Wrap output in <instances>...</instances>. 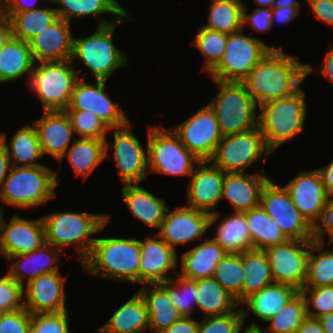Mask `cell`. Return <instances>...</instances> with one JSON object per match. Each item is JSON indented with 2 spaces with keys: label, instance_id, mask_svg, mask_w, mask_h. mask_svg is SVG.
Masks as SVG:
<instances>
[{
  "label": "cell",
  "instance_id": "6f0895ef",
  "mask_svg": "<svg viewBox=\"0 0 333 333\" xmlns=\"http://www.w3.org/2000/svg\"><path fill=\"white\" fill-rule=\"evenodd\" d=\"M162 333H198V321L191 317H182Z\"/></svg>",
  "mask_w": 333,
  "mask_h": 333
},
{
  "label": "cell",
  "instance_id": "db71d44e",
  "mask_svg": "<svg viewBox=\"0 0 333 333\" xmlns=\"http://www.w3.org/2000/svg\"><path fill=\"white\" fill-rule=\"evenodd\" d=\"M317 221L312 226V240L325 245V233L333 236V196L328 197Z\"/></svg>",
  "mask_w": 333,
  "mask_h": 333
},
{
  "label": "cell",
  "instance_id": "60d3db41",
  "mask_svg": "<svg viewBox=\"0 0 333 333\" xmlns=\"http://www.w3.org/2000/svg\"><path fill=\"white\" fill-rule=\"evenodd\" d=\"M51 3L61 5L55 8L59 18L71 23L74 18L89 15L110 13L121 17L126 13L114 0H51Z\"/></svg>",
  "mask_w": 333,
  "mask_h": 333
},
{
  "label": "cell",
  "instance_id": "9a60e30c",
  "mask_svg": "<svg viewBox=\"0 0 333 333\" xmlns=\"http://www.w3.org/2000/svg\"><path fill=\"white\" fill-rule=\"evenodd\" d=\"M130 121L122 127L111 128L114 131V142L105 140L106 157L108 148H114L113 158L118 167V173L124 184H134L145 179L149 173L148 151H144L142 144L130 130Z\"/></svg>",
  "mask_w": 333,
  "mask_h": 333
},
{
  "label": "cell",
  "instance_id": "94428289",
  "mask_svg": "<svg viewBox=\"0 0 333 333\" xmlns=\"http://www.w3.org/2000/svg\"><path fill=\"white\" fill-rule=\"evenodd\" d=\"M10 157L5 146L0 142V192L2 191L4 181L11 169Z\"/></svg>",
  "mask_w": 333,
  "mask_h": 333
},
{
  "label": "cell",
  "instance_id": "484cf974",
  "mask_svg": "<svg viewBox=\"0 0 333 333\" xmlns=\"http://www.w3.org/2000/svg\"><path fill=\"white\" fill-rule=\"evenodd\" d=\"M228 252L213 238H205L199 245L182 254L181 272L189 280L213 277L216 265Z\"/></svg>",
  "mask_w": 333,
  "mask_h": 333
},
{
  "label": "cell",
  "instance_id": "a7ac6f4b",
  "mask_svg": "<svg viewBox=\"0 0 333 333\" xmlns=\"http://www.w3.org/2000/svg\"><path fill=\"white\" fill-rule=\"evenodd\" d=\"M302 4L297 0H275L273 7H301Z\"/></svg>",
  "mask_w": 333,
  "mask_h": 333
},
{
  "label": "cell",
  "instance_id": "4316f807",
  "mask_svg": "<svg viewBox=\"0 0 333 333\" xmlns=\"http://www.w3.org/2000/svg\"><path fill=\"white\" fill-rule=\"evenodd\" d=\"M54 248V246L44 243L40 248L32 252L9 257L7 259L9 263L14 259H16L15 261L17 262L12 263L8 274L17 283L24 286L23 278L28 277L27 282H29L42 274L57 272L59 269L57 263L56 265L52 264L57 262V257L61 256L60 254L63 251Z\"/></svg>",
  "mask_w": 333,
  "mask_h": 333
},
{
  "label": "cell",
  "instance_id": "681fc988",
  "mask_svg": "<svg viewBox=\"0 0 333 333\" xmlns=\"http://www.w3.org/2000/svg\"><path fill=\"white\" fill-rule=\"evenodd\" d=\"M300 292L305 299L308 317L318 318L333 313V285L302 289ZM310 305L316 310L315 312L310 308Z\"/></svg>",
  "mask_w": 333,
  "mask_h": 333
},
{
  "label": "cell",
  "instance_id": "3957f363",
  "mask_svg": "<svg viewBox=\"0 0 333 333\" xmlns=\"http://www.w3.org/2000/svg\"><path fill=\"white\" fill-rule=\"evenodd\" d=\"M109 215L87 212H55L42 216L45 243L63 251L64 245L74 243L81 263L91 252L95 238L93 234L103 230L108 223ZM90 237V238H89ZM63 247V248H62Z\"/></svg>",
  "mask_w": 333,
  "mask_h": 333
},
{
  "label": "cell",
  "instance_id": "7dc6e473",
  "mask_svg": "<svg viewBox=\"0 0 333 333\" xmlns=\"http://www.w3.org/2000/svg\"><path fill=\"white\" fill-rule=\"evenodd\" d=\"M71 121L74 133L80 138L106 140L111 128L94 112L65 110Z\"/></svg>",
  "mask_w": 333,
  "mask_h": 333
},
{
  "label": "cell",
  "instance_id": "11a10c76",
  "mask_svg": "<svg viewBox=\"0 0 333 333\" xmlns=\"http://www.w3.org/2000/svg\"><path fill=\"white\" fill-rule=\"evenodd\" d=\"M273 16L272 8H256L247 14V6L243 7L242 24H250L251 27L259 32H266L272 28L271 18Z\"/></svg>",
  "mask_w": 333,
  "mask_h": 333
},
{
  "label": "cell",
  "instance_id": "f35d334b",
  "mask_svg": "<svg viewBox=\"0 0 333 333\" xmlns=\"http://www.w3.org/2000/svg\"><path fill=\"white\" fill-rule=\"evenodd\" d=\"M13 36L29 42L58 19L55 8H36L31 11L14 13L10 18Z\"/></svg>",
  "mask_w": 333,
  "mask_h": 333
},
{
  "label": "cell",
  "instance_id": "f5cc1de1",
  "mask_svg": "<svg viewBox=\"0 0 333 333\" xmlns=\"http://www.w3.org/2000/svg\"><path fill=\"white\" fill-rule=\"evenodd\" d=\"M30 319L26 308L0 313V333H30Z\"/></svg>",
  "mask_w": 333,
  "mask_h": 333
},
{
  "label": "cell",
  "instance_id": "816d5d0a",
  "mask_svg": "<svg viewBox=\"0 0 333 333\" xmlns=\"http://www.w3.org/2000/svg\"><path fill=\"white\" fill-rule=\"evenodd\" d=\"M24 286L17 283L9 274L0 278V313L13 312L24 308Z\"/></svg>",
  "mask_w": 333,
  "mask_h": 333
},
{
  "label": "cell",
  "instance_id": "9c48e42d",
  "mask_svg": "<svg viewBox=\"0 0 333 333\" xmlns=\"http://www.w3.org/2000/svg\"><path fill=\"white\" fill-rule=\"evenodd\" d=\"M148 167L150 172L191 176L201 160L190 152L172 130L159 126L148 130Z\"/></svg>",
  "mask_w": 333,
  "mask_h": 333
},
{
  "label": "cell",
  "instance_id": "d4e9b609",
  "mask_svg": "<svg viewBox=\"0 0 333 333\" xmlns=\"http://www.w3.org/2000/svg\"><path fill=\"white\" fill-rule=\"evenodd\" d=\"M257 174L225 173L222 199L227 198L235 212L244 213L260 205V194L268 177Z\"/></svg>",
  "mask_w": 333,
  "mask_h": 333
},
{
  "label": "cell",
  "instance_id": "b9f144b4",
  "mask_svg": "<svg viewBox=\"0 0 333 333\" xmlns=\"http://www.w3.org/2000/svg\"><path fill=\"white\" fill-rule=\"evenodd\" d=\"M324 244L310 240L307 279L303 289L333 285V253L323 250ZM321 250V251H320ZM319 251V254H313Z\"/></svg>",
  "mask_w": 333,
  "mask_h": 333
},
{
  "label": "cell",
  "instance_id": "7a4b0ae2",
  "mask_svg": "<svg viewBox=\"0 0 333 333\" xmlns=\"http://www.w3.org/2000/svg\"><path fill=\"white\" fill-rule=\"evenodd\" d=\"M140 257V240L95 238L82 267L92 276L139 284Z\"/></svg>",
  "mask_w": 333,
  "mask_h": 333
},
{
  "label": "cell",
  "instance_id": "91938a15",
  "mask_svg": "<svg viewBox=\"0 0 333 333\" xmlns=\"http://www.w3.org/2000/svg\"><path fill=\"white\" fill-rule=\"evenodd\" d=\"M47 2H51V0H46ZM36 0H31L28 3L26 0H11V2L2 10V15L10 18L14 13L23 12V11H31L36 9L34 5H36Z\"/></svg>",
  "mask_w": 333,
  "mask_h": 333
},
{
  "label": "cell",
  "instance_id": "52a82bcc",
  "mask_svg": "<svg viewBox=\"0 0 333 333\" xmlns=\"http://www.w3.org/2000/svg\"><path fill=\"white\" fill-rule=\"evenodd\" d=\"M220 92L209 103L215 112L222 136L248 132L259 127L257 103L242 82L214 81ZM257 115V116H256Z\"/></svg>",
  "mask_w": 333,
  "mask_h": 333
},
{
  "label": "cell",
  "instance_id": "ab89813d",
  "mask_svg": "<svg viewBox=\"0 0 333 333\" xmlns=\"http://www.w3.org/2000/svg\"><path fill=\"white\" fill-rule=\"evenodd\" d=\"M208 23L202 27L232 34L243 29V7L241 0H211Z\"/></svg>",
  "mask_w": 333,
  "mask_h": 333
},
{
  "label": "cell",
  "instance_id": "4fadbf2b",
  "mask_svg": "<svg viewBox=\"0 0 333 333\" xmlns=\"http://www.w3.org/2000/svg\"><path fill=\"white\" fill-rule=\"evenodd\" d=\"M274 282L288 284L301 291L307 279L310 240L288 239L264 250Z\"/></svg>",
  "mask_w": 333,
  "mask_h": 333
},
{
  "label": "cell",
  "instance_id": "f546056e",
  "mask_svg": "<svg viewBox=\"0 0 333 333\" xmlns=\"http://www.w3.org/2000/svg\"><path fill=\"white\" fill-rule=\"evenodd\" d=\"M299 292L291 285L273 282L260 291L252 293L242 304L244 303L247 311L252 312L253 316L268 321Z\"/></svg>",
  "mask_w": 333,
  "mask_h": 333
},
{
  "label": "cell",
  "instance_id": "5bb4252c",
  "mask_svg": "<svg viewBox=\"0 0 333 333\" xmlns=\"http://www.w3.org/2000/svg\"><path fill=\"white\" fill-rule=\"evenodd\" d=\"M182 144L201 161L209 160L223 137L215 112L204 106L193 116L173 128Z\"/></svg>",
  "mask_w": 333,
  "mask_h": 333
},
{
  "label": "cell",
  "instance_id": "4dcf8cb0",
  "mask_svg": "<svg viewBox=\"0 0 333 333\" xmlns=\"http://www.w3.org/2000/svg\"><path fill=\"white\" fill-rule=\"evenodd\" d=\"M148 286L152 287L150 291ZM138 292L146 304L150 317L149 330L152 333H162L182 318L168 292L160 283L145 284Z\"/></svg>",
  "mask_w": 333,
  "mask_h": 333
},
{
  "label": "cell",
  "instance_id": "f6af8a7d",
  "mask_svg": "<svg viewBox=\"0 0 333 333\" xmlns=\"http://www.w3.org/2000/svg\"><path fill=\"white\" fill-rule=\"evenodd\" d=\"M228 41V34L199 27L197 35L193 38V44L205 57L202 70L208 73L222 59Z\"/></svg>",
  "mask_w": 333,
  "mask_h": 333
},
{
  "label": "cell",
  "instance_id": "e0dca14e",
  "mask_svg": "<svg viewBox=\"0 0 333 333\" xmlns=\"http://www.w3.org/2000/svg\"><path fill=\"white\" fill-rule=\"evenodd\" d=\"M106 81L95 85L80 78L74 87L69 107L66 110H84L97 114L110 128L125 126L129 119L119 104H115L105 93Z\"/></svg>",
  "mask_w": 333,
  "mask_h": 333
},
{
  "label": "cell",
  "instance_id": "2e32d148",
  "mask_svg": "<svg viewBox=\"0 0 333 333\" xmlns=\"http://www.w3.org/2000/svg\"><path fill=\"white\" fill-rule=\"evenodd\" d=\"M169 211L168 208L157 235L174 250L179 244L201 239L220 216L217 211L210 215L187 205Z\"/></svg>",
  "mask_w": 333,
  "mask_h": 333
},
{
  "label": "cell",
  "instance_id": "603a6c76",
  "mask_svg": "<svg viewBox=\"0 0 333 333\" xmlns=\"http://www.w3.org/2000/svg\"><path fill=\"white\" fill-rule=\"evenodd\" d=\"M33 124L43 156L49 154L61 164L74 133L66 111H44V115Z\"/></svg>",
  "mask_w": 333,
  "mask_h": 333
},
{
  "label": "cell",
  "instance_id": "be15d7a7",
  "mask_svg": "<svg viewBox=\"0 0 333 333\" xmlns=\"http://www.w3.org/2000/svg\"><path fill=\"white\" fill-rule=\"evenodd\" d=\"M296 333H326L317 318L306 317Z\"/></svg>",
  "mask_w": 333,
  "mask_h": 333
},
{
  "label": "cell",
  "instance_id": "ee69618b",
  "mask_svg": "<svg viewBox=\"0 0 333 333\" xmlns=\"http://www.w3.org/2000/svg\"><path fill=\"white\" fill-rule=\"evenodd\" d=\"M306 317L305 299L299 292L275 316L266 321L270 323V326L265 331H270L271 333H296Z\"/></svg>",
  "mask_w": 333,
  "mask_h": 333
},
{
  "label": "cell",
  "instance_id": "6da1fadb",
  "mask_svg": "<svg viewBox=\"0 0 333 333\" xmlns=\"http://www.w3.org/2000/svg\"><path fill=\"white\" fill-rule=\"evenodd\" d=\"M282 48L269 50L242 81L248 95L259 107L292 96L313 72L311 63L297 62L293 56L284 54Z\"/></svg>",
  "mask_w": 333,
  "mask_h": 333
},
{
  "label": "cell",
  "instance_id": "003e7915",
  "mask_svg": "<svg viewBox=\"0 0 333 333\" xmlns=\"http://www.w3.org/2000/svg\"><path fill=\"white\" fill-rule=\"evenodd\" d=\"M326 333H333V313H329L317 318Z\"/></svg>",
  "mask_w": 333,
  "mask_h": 333
},
{
  "label": "cell",
  "instance_id": "ac0fdd59",
  "mask_svg": "<svg viewBox=\"0 0 333 333\" xmlns=\"http://www.w3.org/2000/svg\"><path fill=\"white\" fill-rule=\"evenodd\" d=\"M45 243L42 218L27 220L18 214L7 224L0 216V255L8 259L15 255L26 254L40 248Z\"/></svg>",
  "mask_w": 333,
  "mask_h": 333
},
{
  "label": "cell",
  "instance_id": "74e56055",
  "mask_svg": "<svg viewBox=\"0 0 333 333\" xmlns=\"http://www.w3.org/2000/svg\"><path fill=\"white\" fill-rule=\"evenodd\" d=\"M216 229L213 239L228 253H242L251 249V236L244 213L234 212L224 218Z\"/></svg>",
  "mask_w": 333,
  "mask_h": 333
},
{
  "label": "cell",
  "instance_id": "83f0119b",
  "mask_svg": "<svg viewBox=\"0 0 333 333\" xmlns=\"http://www.w3.org/2000/svg\"><path fill=\"white\" fill-rule=\"evenodd\" d=\"M138 185L134 183L122 186L124 202L131 213L145 225L159 229L168 210L165 200Z\"/></svg>",
  "mask_w": 333,
  "mask_h": 333
},
{
  "label": "cell",
  "instance_id": "34e18365",
  "mask_svg": "<svg viewBox=\"0 0 333 333\" xmlns=\"http://www.w3.org/2000/svg\"><path fill=\"white\" fill-rule=\"evenodd\" d=\"M3 209H4L3 207L0 208V216H1L2 212H3Z\"/></svg>",
  "mask_w": 333,
  "mask_h": 333
},
{
  "label": "cell",
  "instance_id": "6125c7cd",
  "mask_svg": "<svg viewBox=\"0 0 333 333\" xmlns=\"http://www.w3.org/2000/svg\"><path fill=\"white\" fill-rule=\"evenodd\" d=\"M328 196H333V161L325 167L317 169Z\"/></svg>",
  "mask_w": 333,
  "mask_h": 333
},
{
  "label": "cell",
  "instance_id": "d6a6232c",
  "mask_svg": "<svg viewBox=\"0 0 333 333\" xmlns=\"http://www.w3.org/2000/svg\"><path fill=\"white\" fill-rule=\"evenodd\" d=\"M0 142L6 148L12 166L32 167L43 165L37 162L38 159L42 158L43 154L34 125L21 127L11 139V148L7 144L5 133L0 134ZM12 159H14L13 162Z\"/></svg>",
  "mask_w": 333,
  "mask_h": 333
},
{
  "label": "cell",
  "instance_id": "e575fe53",
  "mask_svg": "<svg viewBox=\"0 0 333 333\" xmlns=\"http://www.w3.org/2000/svg\"><path fill=\"white\" fill-rule=\"evenodd\" d=\"M244 266L242 302L252 293L274 282L268 256L264 250L248 249L241 253Z\"/></svg>",
  "mask_w": 333,
  "mask_h": 333
},
{
  "label": "cell",
  "instance_id": "5b68a950",
  "mask_svg": "<svg viewBox=\"0 0 333 333\" xmlns=\"http://www.w3.org/2000/svg\"><path fill=\"white\" fill-rule=\"evenodd\" d=\"M304 98L305 94L301 88L292 96L270 101L258 107L259 128L271 152L294 136L303 133L307 115Z\"/></svg>",
  "mask_w": 333,
  "mask_h": 333
},
{
  "label": "cell",
  "instance_id": "9f6ffc18",
  "mask_svg": "<svg viewBox=\"0 0 333 333\" xmlns=\"http://www.w3.org/2000/svg\"><path fill=\"white\" fill-rule=\"evenodd\" d=\"M316 15L322 22L333 26V0H307Z\"/></svg>",
  "mask_w": 333,
  "mask_h": 333
},
{
  "label": "cell",
  "instance_id": "2644e50d",
  "mask_svg": "<svg viewBox=\"0 0 333 333\" xmlns=\"http://www.w3.org/2000/svg\"><path fill=\"white\" fill-rule=\"evenodd\" d=\"M258 8H273L275 0H254Z\"/></svg>",
  "mask_w": 333,
  "mask_h": 333
},
{
  "label": "cell",
  "instance_id": "f1b7e54d",
  "mask_svg": "<svg viewBox=\"0 0 333 333\" xmlns=\"http://www.w3.org/2000/svg\"><path fill=\"white\" fill-rule=\"evenodd\" d=\"M150 317L141 294L137 292L121 305L97 333H143L149 330Z\"/></svg>",
  "mask_w": 333,
  "mask_h": 333
},
{
  "label": "cell",
  "instance_id": "753ad0ef",
  "mask_svg": "<svg viewBox=\"0 0 333 333\" xmlns=\"http://www.w3.org/2000/svg\"><path fill=\"white\" fill-rule=\"evenodd\" d=\"M331 243H333V236H330V237H329V245H330ZM331 252L333 253V249H332Z\"/></svg>",
  "mask_w": 333,
  "mask_h": 333
},
{
  "label": "cell",
  "instance_id": "30bf717a",
  "mask_svg": "<svg viewBox=\"0 0 333 333\" xmlns=\"http://www.w3.org/2000/svg\"><path fill=\"white\" fill-rule=\"evenodd\" d=\"M275 45L268 46L258 38L244 35L242 30L228 34L222 59L209 72L213 81L242 82L257 63Z\"/></svg>",
  "mask_w": 333,
  "mask_h": 333
},
{
  "label": "cell",
  "instance_id": "11e5206c",
  "mask_svg": "<svg viewBox=\"0 0 333 333\" xmlns=\"http://www.w3.org/2000/svg\"><path fill=\"white\" fill-rule=\"evenodd\" d=\"M114 1L124 10V8L116 0H114Z\"/></svg>",
  "mask_w": 333,
  "mask_h": 333
},
{
  "label": "cell",
  "instance_id": "ffe728a7",
  "mask_svg": "<svg viewBox=\"0 0 333 333\" xmlns=\"http://www.w3.org/2000/svg\"><path fill=\"white\" fill-rule=\"evenodd\" d=\"M140 267H139V284H157L171 279L166 277L167 273L178 272L177 254L171 246L163 241L157 234L154 237H146L142 242L140 240Z\"/></svg>",
  "mask_w": 333,
  "mask_h": 333
},
{
  "label": "cell",
  "instance_id": "d590c367",
  "mask_svg": "<svg viewBox=\"0 0 333 333\" xmlns=\"http://www.w3.org/2000/svg\"><path fill=\"white\" fill-rule=\"evenodd\" d=\"M67 156L75 177L86 179L94 169L106 158L105 140L79 138L74 139L73 144L63 155Z\"/></svg>",
  "mask_w": 333,
  "mask_h": 333
},
{
  "label": "cell",
  "instance_id": "e7e4bbea",
  "mask_svg": "<svg viewBox=\"0 0 333 333\" xmlns=\"http://www.w3.org/2000/svg\"><path fill=\"white\" fill-rule=\"evenodd\" d=\"M319 72L333 83V45L329 47L328 52L320 65Z\"/></svg>",
  "mask_w": 333,
  "mask_h": 333
},
{
  "label": "cell",
  "instance_id": "cb8c5ba5",
  "mask_svg": "<svg viewBox=\"0 0 333 333\" xmlns=\"http://www.w3.org/2000/svg\"><path fill=\"white\" fill-rule=\"evenodd\" d=\"M70 26L71 23L59 18L29 41L35 63L71 59L74 38Z\"/></svg>",
  "mask_w": 333,
  "mask_h": 333
},
{
  "label": "cell",
  "instance_id": "7c38bea8",
  "mask_svg": "<svg viewBox=\"0 0 333 333\" xmlns=\"http://www.w3.org/2000/svg\"><path fill=\"white\" fill-rule=\"evenodd\" d=\"M260 205L288 239L312 240V225L294 206L285 186L268 179L260 194Z\"/></svg>",
  "mask_w": 333,
  "mask_h": 333
},
{
  "label": "cell",
  "instance_id": "8d00e7d4",
  "mask_svg": "<svg viewBox=\"0 0 333 333\" xmlns=\"http://www.w3.org/2000/svg\"><path fill=\"white\" fill-rule=\"evenodd\" d=\"M244 214L251 236V248L265 250L288 240L277 222L265 212L261 205Z\"/></svg>",
  "mask_w": 333,
  "mask_h": 333
},
{
  "label": "cell",
  "instance_id": "8992f818",
  "mask_svg": "<svg viewBox=\"0 0 333 333\" xmlns=\"http://www.w3.org/2000/svg\"><path fill=\"white\" fill-rule=\"evenodd\" d=\"M56 175L55 171L45 165L12 166L0 192V200L5 205H14L21 209L45 204L56 196Z\"/></svg>",
  "mask_w": 333,
  "mask_h": 333
},
{
  "label": "cell",
  "instance_id": "7bdbcfd3",
  "mask_svg": "<svg viewBox=\"0 0 333 333\" xmlns=\"http://www.w3.org/2000/svg\"><path fill=\"white\" fill-rule=\"evenodd\" d=\"M213 278L242 304V283L244 266L241 253H227L216 265Z\"/></svg>",
  "mask_w": 333,
  "mask_h": 333
},
{
  "label": "cell",
  "instance_id": "f907efd6",
  "mask_svg": "<svg viewBox=\"0 0 333 333\" xmlns=\"http://www.w3.org/2000/svg\"><path fill=\"white\" fill-rule=\"evenodd\" d=\"M68 312L31 314L30 333H69Z\"/></svg>",
  "mask_w": 333,
  "mask_h": 333
},
{
  "label": "cell",
  "instance_id": "d6986e66",
  "mask_svg": "<svg viewBox=\"0 0 333 333\" xmlns=\"http://www.w3.org/2000/svg\"><path fill=\"white\" fill-rule=\"evenodd\" d=\"M208 163V160L200 161L193 170L187 184V206L212 215L222 199L225 172L212 163L208 166Z\"/></svg>",
  "mask_w": 333,
  "mask_h": 333
},
{
  "label": "cell",
  "instance_id": "c3c4849f",
  "mask_svg": "<svg viewBox=\"0 0 333 333\" xmlns=\"http://www.w3.org/2000/svg\"><path fill=\"white\" fill-rule=\"evenodd\" d=\"M247 316L246 309L223 316H207L203 322L198 321V333H239Z\"/></svg>",
  "mask_w": 333,
  "mask_h": 333
},
{
  "label": "cell",
  "instance_id": "680465c9",
  "mask_svg": "<svg viewBox=\"0 0 333 333\" xmlns=\"http://www.w3.org/2000/svg\"><path fill=\"white\" fill-rule=\"evenodd\" d=\"M301 7H273L272 12L273 16L271 18V23L273 27V23L278 20L279 23H288L296 18L300 14ZM277 21V22H278Z\"/></svg>",
  "mask_w": 333,
  "mask_h": 333
},
{
  "label": "cell",
  "instance_id": "8fae6325",
  "mask_svg": "<svg viewBox=\"0 0 333 333\" xmlns=\"http://www.w3.org/2000/svg\"><path fill=\"white\" fill-rule=\"evenodd\" d=\"M269 154L272 152L267 148L261 130L257 127L248 132L223 136L208 161L225 173H244L262 155Z\"/></svg>",
  "mask_w": 333,
  "mask_h": 333
},
{
  "label": "cell",
  "instance_id": "8c879c8a",
  "mask_svg": "<svg viewBox=\"0 0 333 333\" xmlns=\"http://www.w3.org/2000/svg\"><path fill=\"white\" fill-rule=\"evenodd\" d=\"M10 2L11 0H0V10L2 11Z\"/></svg>",
  "mask_w": 333,
  "mask_h": 333
},
{
  "label": "cell",
  "instance_id": "44dd1931",
  "mask_svg": "<svg viewBox=\"0 0 333 333\" xmlns=\"http://www.w3.org/2000/svg\"><path fill=\"white\" fill-rule=\"evenodd\" d=\"M59 271L42 274L26 282L24 308L31 314L66 311L65 282Z\"/></svg>",
  "mask_w": 333,
  "mask_h": 333
},
{
  "label": "cell",
  "instance_id": "03108f58",
  "mask_svg": "<svg viewBox=\"0 0 333 333\" xmlns=\"http://www.w3.org/2000/svg\"><path fill=\"white\" fill-rule=\"evenodd\" d=\"M13 36L12 24L9 18L0 15V49L7 43Z\"/></svg>",
  "mask_w": 333,
  "mask_h": 333
},
{
  "label": "cell",
  "instance_id": "836d02e7",
  "mask_svg": "<svg viewBox=\"0 0 333 333\" xmlns=\"http://www.w3.org/2000/svg\"><path fill=\"white\" fill-rule=\"evenodd\" d=\"M197 308L207 316L235 312L239 303L213 277L196 280Z\"/></svg>",
  "mask_w": 333,
  "mask_h": 333
},
{
  "label": "cell",
  "instance_id": "277c9868",
  "mask_svg": "<svg viewBox=\"0 0 333 333\" xmlns=\"http://www.w3.org/2000/svg\"><path fill=\"white\" fill-rule=\"evenodd\" d=\"M130 15L126 12L114 21L100 16L96 31L86 38H74L71 61L79 58L95 74L96 81H108L111 74L129 64L125 53L113 44V32Z\"/></svg>",
  "mask_w": 333,
  "mask_h": 333
},
{
  "label": "cell",
  "instance_id": "ba28073f",
  "mask_svg": "<svg viewBox=\"0 0 333 333\" xmlns=\"http://www.w3.org/2000/svg\"><path fill=\"white\" fill-rule=\"evenodd\" d=\"M71 59L39 62L29 76V87L43 104L44 111L66 110L71 102L79 72Z\"/></svg>",
  "mask_w": 333,
  "mask_h": 333
},
{
  "label": "cell",
  "instance_id": "89a4df30",
  "mask_svg": "<svg viewBox=\"0 0 333 333\" xmlns=\"http://www.w3.org/2000/svg\"><path fill=\"white\" fill-rule=\"evenodd\" d=\"M242 330L239 331L241 333ZM243 333H265L255 322H252L245 328Z\"/></svg>",
  "mask_w": 333,
  "mask_h": 333
},
{
  "label": "cell",
  "instance_id": "bcb514c9",
  "mask_svg": "<svg viewBox=\"0 0 333 333\" xmlns=\"http://www.w3.org/2000/svg\"><path fill=\"white\" fill-rule=\"evenodd\" d=\"M168 292L170 299L182 317H191L194 304L197 306L196 280H189L177 274L176 279L160 283Z\"/></svg>",
  "mask_w": 333,
  "mask_h": 333
},
{
  "label": "cell",
  "instance_id": "1f68e13d",
  "mask_svg": "<svg viewBox=\"0 0 333 333\" xmlns=\"http://www.w3.org/2000/svg\"><path fill=\"white\" fill-rule=\"evenodd\" d=\"M35 65L29 42L12 36L0 49V83L30 75Z\"/></svg>",
  "mask_w": 333,
  "mask_h": 333
},
{
  "label": "cell",
  "instance_id": "7402d4cb",
  "mask_svg": "<svg viewBox=\"0 0 333 333\" xmlns=\"http://www.w3.org/2000/svg\"><path fill=\"white\" fill-rule=\"evenodd\" d=\"M285 187L294 206L313 226L329 197L318 170L300 172Z\"/></svg>",
  "mask_w": 333,
  "mask_h": 333
}]
</instances>
